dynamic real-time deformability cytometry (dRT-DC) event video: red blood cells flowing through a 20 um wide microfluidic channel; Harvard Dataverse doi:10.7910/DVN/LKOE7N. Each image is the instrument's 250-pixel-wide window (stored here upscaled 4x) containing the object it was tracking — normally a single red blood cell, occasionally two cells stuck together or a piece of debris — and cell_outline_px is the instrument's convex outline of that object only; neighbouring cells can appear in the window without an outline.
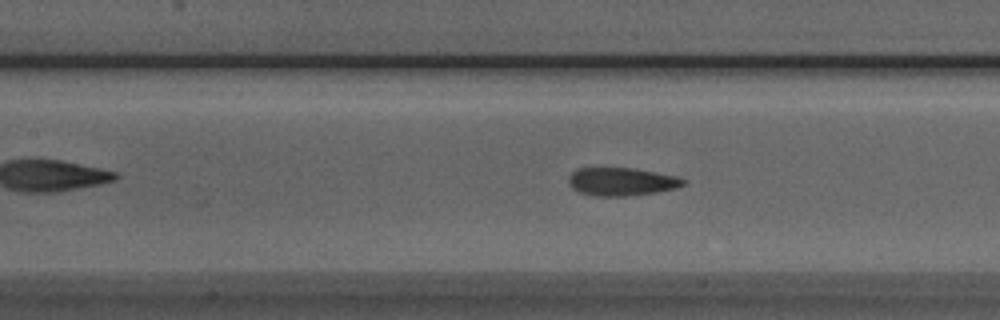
{"species": "Egyptian fruit bat (a non-hibernating species)", "species_latin": "Rousettus aegyptiacus", "temperature_condition": "room temperature", "stored_images_in_passage": 28, "camera_frame_rate_fps": 3000, "um_per_image_px": 0.085, "animal": {"sex": "male"}, "frame": {"image": 1, "passage_image": 8, "time_ms": 2.333, "image_size_px": [1000, 320], "cell_outline_px": [[688, 180], [684, 184], [676, 188], [656, 192], [624, 196], [592, 196], [580, 192], [572, 188], [568, 184], [568, 176], [576, 168], [632, 168], [680, 176]], "centroid_in_image_um": [52.83, 15.43], "position_along_channel_um": 154.6, "area_um2": 18.96}}
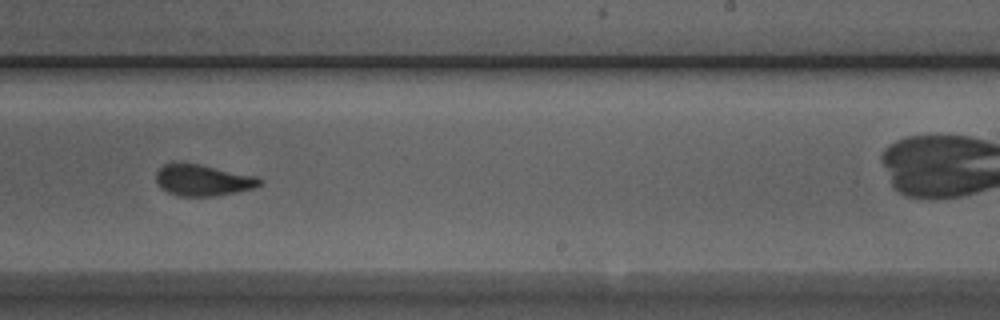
{"frame": {"image": 2, "passage_image": 17, "time_ms": 5.333, "image_size_px": [1000, 320], "cell_outline_px": [[264, 180], [256, 188], [216, 196], [176, 196], [160, 188], [156, 180], [156, 172], [164, 164], [176, 160], [200, 164], [256, 176]], "centroid_in_image_um": [17.21, 15.29], "position_along_channel_um": 271.8, "area_um2": 19.36}}
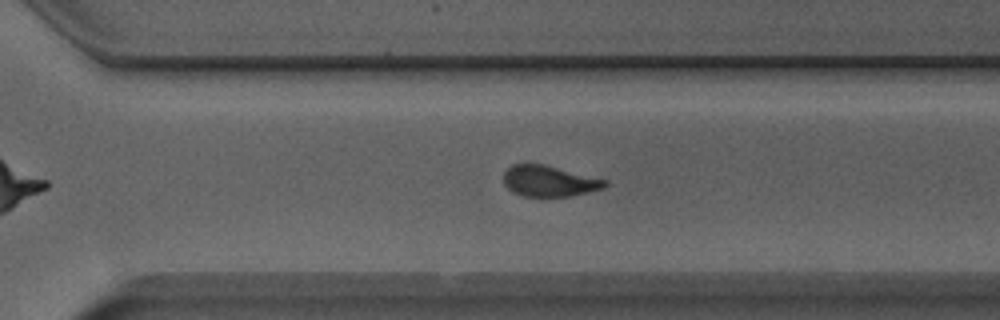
{"frame": {"image": 3, "passage_image": 21, "time_ms": 6.667, "image_size_px": [1000, 320], "cell_outline_px": [[608, 184], [604, 188], [572, 196], [524, 196], [512, 192], [504, 184], [504, 172], [512, 164], [544, 164], [608, 180]], "centroid_in_image_um": [46.69, 15.39], "position_along_channel_um": 323.9, "area_um2": 18.26}}